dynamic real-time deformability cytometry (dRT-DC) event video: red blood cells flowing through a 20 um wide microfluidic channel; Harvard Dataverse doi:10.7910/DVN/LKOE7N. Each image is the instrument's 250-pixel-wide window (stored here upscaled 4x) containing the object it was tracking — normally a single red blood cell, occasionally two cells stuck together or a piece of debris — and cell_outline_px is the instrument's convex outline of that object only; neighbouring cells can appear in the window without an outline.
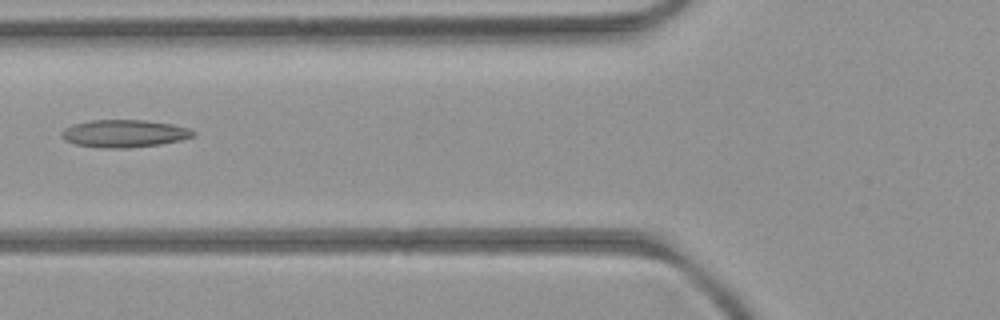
{"species": "common noctule bat (a hibernating species)", "species_latin": "Nyctalus noctula", "temperature_condition": "room temperature", "stored_images_in_passage": 4, "camera_frame_rate_fps": 3000, "um_per_image_px": 0.085, "animal": {"sex": "female", "body_mass_g": 21.9}, "frame": {"image": 1, "passage_image": 4, "time_ms": 4.333, "image_size_px": [1000, 320], "cell_outline_px": [[196, 136], [180, 140], [160, 144], [128, 148], [100, 148], [76, 144], [64, 140], [60, 136], [60, 132], [64, 128], [72, 124], [92, 120], [144, 120], [172, 124], [192, 128], [196, 132]], "centroid_in_image_um": [10.57, 11.35], "position_along_channel_um": 115.2, "area_um2": 21.39}}